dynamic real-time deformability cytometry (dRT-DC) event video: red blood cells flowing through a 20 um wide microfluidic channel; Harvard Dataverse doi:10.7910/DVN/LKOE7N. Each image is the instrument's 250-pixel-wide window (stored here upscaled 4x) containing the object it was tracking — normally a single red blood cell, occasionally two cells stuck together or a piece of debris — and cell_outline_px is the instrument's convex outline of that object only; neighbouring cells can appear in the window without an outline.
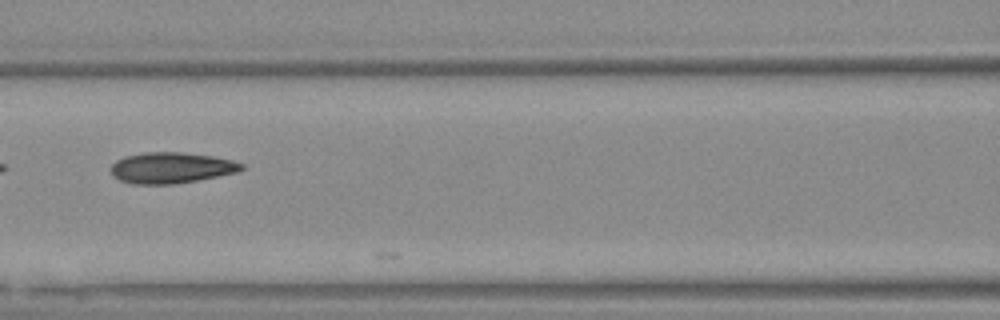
{"species": "Egyptian fruit bat (a non-hibernating species)", "species_latin": "Rousettus aegyptiacus", "temperature_condition": "warm", "stored_images_in_passage": 19, "camera_frame_rate_fps": 3000, "um_per_image_px": 0.085, "animal": {"sex": "female"}, "frame": {"image": 1, "passage_image": 18, "time_ms": 5.667, "image_size_px": [1000, 320], "cell_outline_px": [[244, 168], [236, 172], [196, 180], [172, 184], [132, 184], [120, 180], [112, 176], [108, 168], [116, 160], [124, 156], [144, 152], [180, 152], [212, 156], [232, 160], [244, 164]], "centroid_in_image_um": [14.48, 14.26], "position_along_channel_um": 152.1, "area_um2": 23.58}}